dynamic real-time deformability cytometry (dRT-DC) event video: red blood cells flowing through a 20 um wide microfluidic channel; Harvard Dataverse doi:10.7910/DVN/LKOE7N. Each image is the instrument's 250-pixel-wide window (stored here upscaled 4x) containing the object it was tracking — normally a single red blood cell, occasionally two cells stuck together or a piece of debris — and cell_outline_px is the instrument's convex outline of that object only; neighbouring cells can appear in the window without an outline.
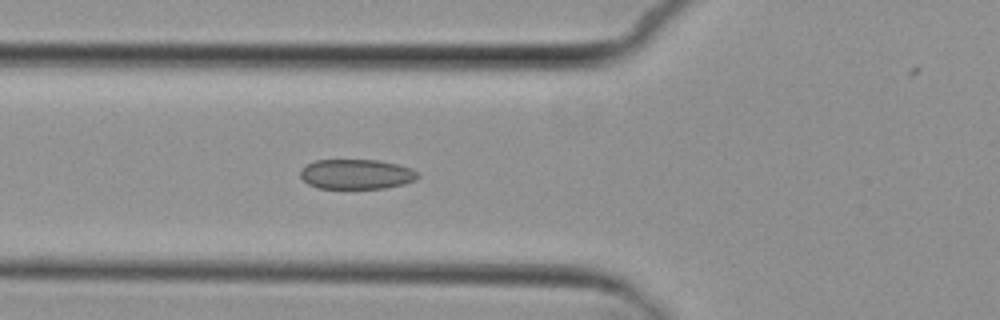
{"species": "common noctule bat (a hibernating species)", "species_latin": "Nyctalus noctula", "temperature_condition": "cold", "stored_images_in_passage": 5, "camera_frame_rate_fps": 3000, "um_per_image_px": 0.085, "animal": {"sex": "female", "body_mass_g": 29.2, "forearm_length_mm": 56.3}, "frame": {"image": 1, "passage_image": 5, "time_ms": 4.667, "image_size_px": [1000, 320], "cell_outline_px": [[420, 176], [416, 180], [404, 184], [384, 188], [316, 188], [308, 184], [300, 176], [300, 168], [316, 160], [380, 160], [400, 164], [412, 168]], "centroid_in_image_um": [30.31, 14.8], "position_along_channel_um": 95.5, "area_um2": 20.63}}